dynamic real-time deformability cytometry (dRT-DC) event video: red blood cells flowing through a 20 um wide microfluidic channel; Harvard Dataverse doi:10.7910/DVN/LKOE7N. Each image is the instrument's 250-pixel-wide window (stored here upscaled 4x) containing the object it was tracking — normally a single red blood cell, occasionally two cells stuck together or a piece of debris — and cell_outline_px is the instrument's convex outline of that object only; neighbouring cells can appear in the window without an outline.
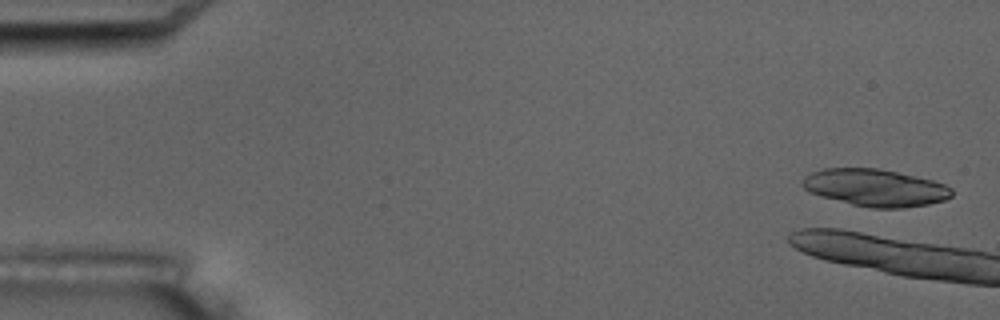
{"species": "common noctule bat (a hibernating species)", "species_latin": "Nyctalus noctula", "temperature_condition": "room temperature", "stored_images_in_passage": 5, "camera_frame_rate_fps": 3000, "um_per_image_px": 0.085, "animal": {"sex": "male", "body_mass_g": 17.5, "forearm_length_mm": 52.3}, "frame": {"image": 1, "passage_image": 1, "time_ms": 0.0, "image_size_px": [1000, 320], "cell_outline_px": [[952, 196], [944, 200], [928, 204], [904, 208], [872, 208], [852, 204], [820, 196], [808, 192], [800, 184], [800, 180], [804, 176], [812, 172], [824, 168], [880, 168], [932, 180], [944, 184], [952, 188]], "centroid_in_image_um": [74.36, 15.95], "position_along_channel_um": 10.6, "area_um2": 32.48}}